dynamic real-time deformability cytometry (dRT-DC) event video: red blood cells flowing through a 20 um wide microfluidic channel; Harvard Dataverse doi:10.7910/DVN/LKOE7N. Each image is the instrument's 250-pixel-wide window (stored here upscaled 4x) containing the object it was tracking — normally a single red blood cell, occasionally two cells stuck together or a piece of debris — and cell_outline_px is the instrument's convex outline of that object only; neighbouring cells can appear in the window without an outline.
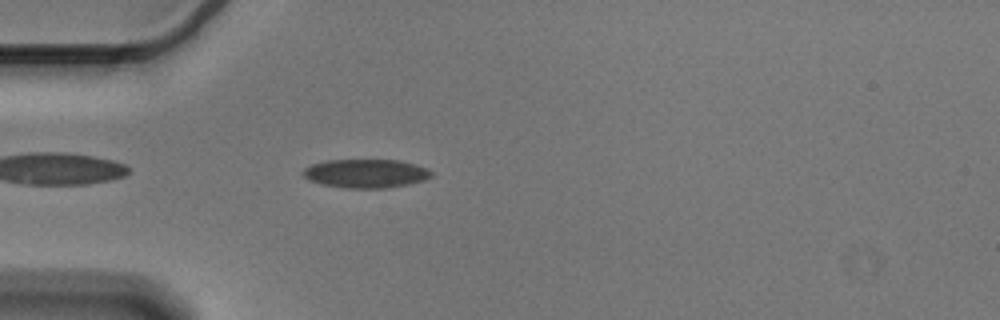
{"species": "Egyptian fruit bat (a non-hibernating species)", "species_latin": "Rousettus aegyptiacus", "temperature_condition": "cold", "stored_images_in_passage": 43, "camera_frame_rate_fps": 3000, "um_per_image_px": 0.085, "animal": {"sex": "male"}, "frame": {"image": 1, "passage_image": 3, "time_ms": 0.667, "image_size_px": [1000, 320], "cell_outline_px": [[432, 176], [424, 180], [408, 184], [388, 188], [344, 188], [320, 184], [308, 180], [300, 172], [304, 168], [312, 164], [324, 160], [400, 160], [416, 164], [428, 168], [432, 172]], "centroid_in_image_um": [31.08, 14.74], "position_along_channel_um": 53.9, "area_um2": 21.73}}
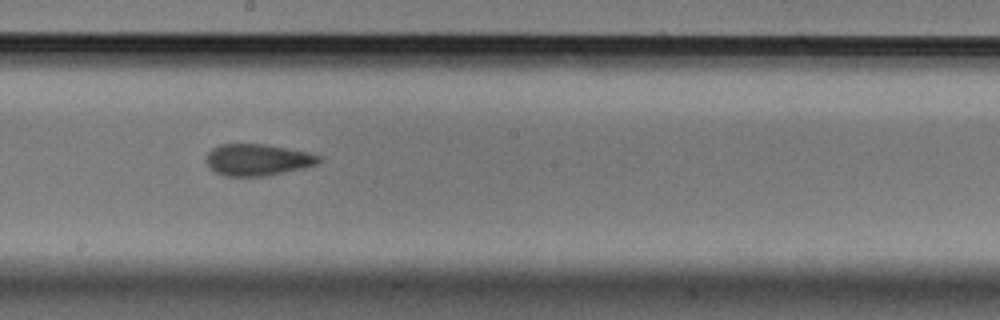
{"frame": {"image": 2, "passage_image": 18, "time_ms": 5.667, "image_size_px": [1000, 320], "cell_outline_px": [[324, 160], [316, 164], [304, 168], [264, 176], [224, 176], [216, 172], [208, 164], [208, 152], [212, 148], [220, 144], [264, 144], [308, 152], [320, 156]], "centroid_in_image_um": [21.93, 13.58], "position_along_channel_um": 226.3, "area_um2": 20.58}}
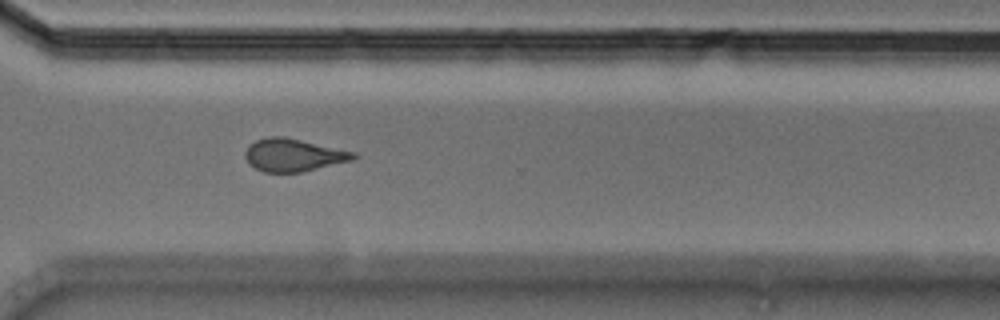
{"frame": {"image": 3, "passage_image": 28, "time_ms": 9.0, "image_size_px": [1000, 320], "cell_outline_px": [[360, 156], [352, 160], [300, 172], [264, 172], [248, 164], [244, 156], [244, 152], [248, 144], [256, 140], [268, 136], [284, 136], [356, 152]], "centroid_in_image_um": [24.91, 13.16], "position_along_channel_um": 345.7, "area_um2": 20.75}, "authors_computed_cell_mechanics": {"area_um2": 20.808, "velocity_mm_per_s": 3.5939, "shape_relaxation_time_tau1_ms": 5.4264, "shape_relaxation_time_tau2_ms": 3.1121, "deformation_change_tau1": 0.113, "deformation_change_tau2": 0.0901}}